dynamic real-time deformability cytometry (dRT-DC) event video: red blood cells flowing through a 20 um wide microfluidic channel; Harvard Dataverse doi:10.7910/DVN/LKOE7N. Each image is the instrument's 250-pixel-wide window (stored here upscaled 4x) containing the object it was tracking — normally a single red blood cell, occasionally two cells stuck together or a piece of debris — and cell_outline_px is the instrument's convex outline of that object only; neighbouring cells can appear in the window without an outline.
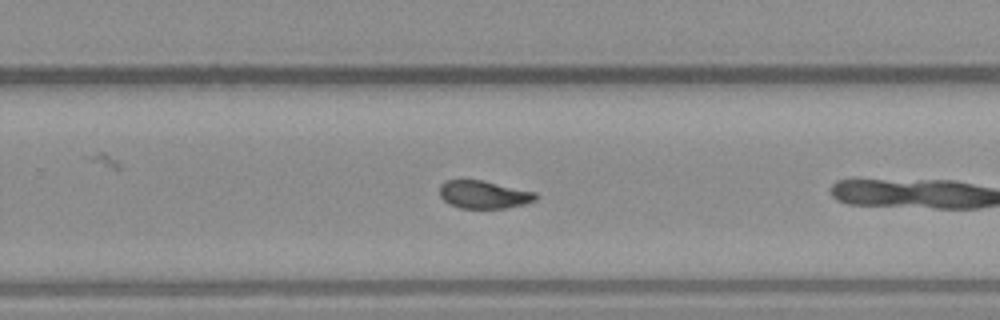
{"species": "common noctule bat (a hibernating species)", "species_latin": "Nyctalus noctula", "temperature_condition": "warm", "stored_images_in_passage": 18, "segment_of_instrument_passage": [2, 2], "camera_frame_rate_fps": 3000, "um_per_image_px": 0.085, "animal": {"sex": "male", "body_mass_g": 23.1, "forearm_length_mm": 52.7}, "frame": {"image": 1, "passage_image": 17, "time_ms": 5.333, "image_size_px": [1000, 320], "cell_outline_px": [[536, 200], [524, 204], [504, 208], [460, 208], [444, 200], [440, 196], [440, 184], [444, 180], [480, 180], [536, 192]], "centroid_in_image_um": [41.1, 16.53], "position_along_channel_um": 288.7, "area_um2": 15.37}}